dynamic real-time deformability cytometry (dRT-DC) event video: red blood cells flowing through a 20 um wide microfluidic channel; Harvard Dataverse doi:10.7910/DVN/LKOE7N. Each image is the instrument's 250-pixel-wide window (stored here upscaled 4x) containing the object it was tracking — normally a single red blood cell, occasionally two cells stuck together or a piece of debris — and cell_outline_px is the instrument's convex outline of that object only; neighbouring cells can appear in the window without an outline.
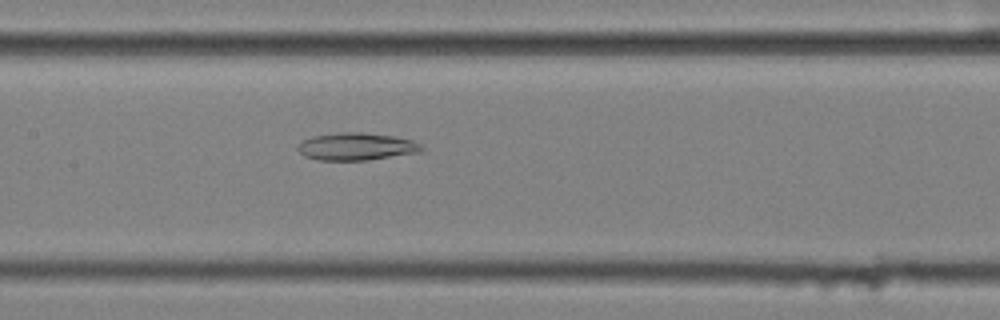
{"species": "common noctule bat (a hibernating species)", "species_latin": "Nyctalus noctula", "temperature_condition": "cold", "stored_images_in_passage": 58, "camera_frame_rate_fps": 3000, "um_per_image_px": 0.085, "animal": {"sex": "female", "body_mass_g": 25.1}, "frame": {"image": 1, "passage_image": 28, "time_ms": 9.0, "image_size_px": [1000, 320], "cell_outline_px": [[424, 148], [420, 152], [368, 160], [320, 160], [304, 156], [296, 148], [296, 144], [312, 136], [340, 132], [360, 132], [392, 136], [412, 140], [420, 144]], "centroid_in_image_um": [30.26, 12.45], "position_along_channel_um": 177.1, "area_um2": 19.77}}
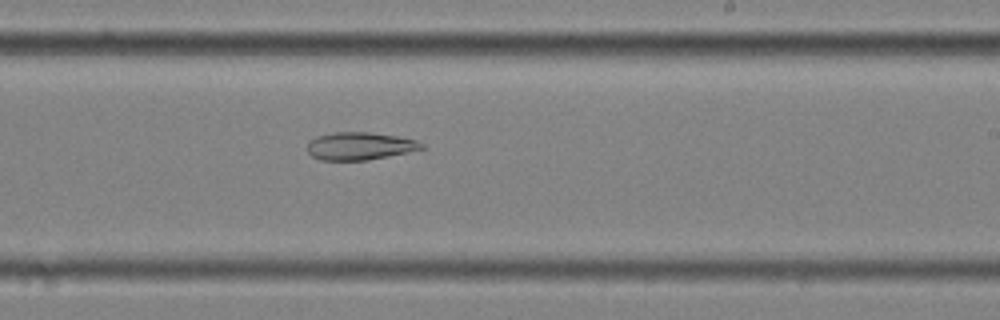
{"frame": {"image": 2, "passage_image": 35, "time_ms": 11.333, "image_size_px": [1000, 320], "cell_outline_px": [[428, 148], [368, 160], [320, 160], [312, 156], [308, 152], [308, 140], [316, 136], [336, 132], [372, 132], [396, 136], [416, 140], [424, 144]], "centroid_in_image_um": [30.59, 12.41], "position_along_channel_um": 258.4, "area_um2": 18.55}}
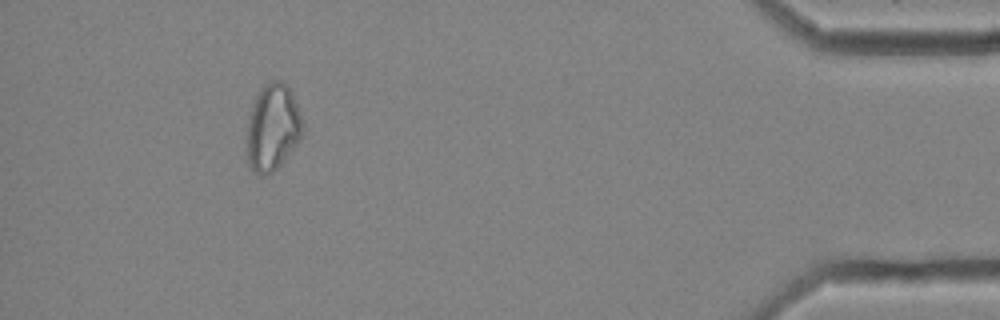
{"frame": {"image": 3, "passage_image": 53, "time_ms": 17.333, "image_size_px": [1000, 320], "cell_outline_px": [[304, 132], [300, 140], [284, 160], [272, 172], [264, 176], [260, 176], [252, 172], [248, 164], [244, 148], [248, 116], [252, 104], [260, 88], [268, 80], [280, 80], [288, 84], [292, 92], [300, 112], [304, 124]], "centroid_in_image_um": [23.14, 10.84], "position_along_channel_um": 412.1, "area_um2": 29.3}}